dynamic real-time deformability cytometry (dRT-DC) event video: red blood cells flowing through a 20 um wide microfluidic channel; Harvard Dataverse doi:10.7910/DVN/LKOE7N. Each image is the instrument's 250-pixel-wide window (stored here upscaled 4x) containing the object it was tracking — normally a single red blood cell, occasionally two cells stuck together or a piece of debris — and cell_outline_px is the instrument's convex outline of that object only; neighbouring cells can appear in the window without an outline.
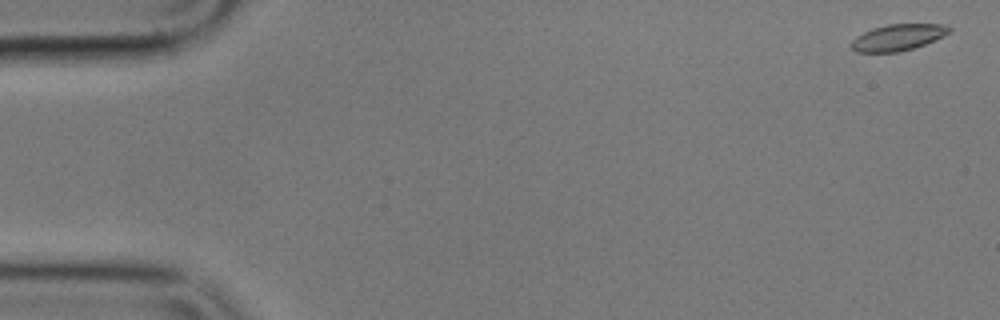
{"species": "common noctule bat (a hibernating species)", "species_latin": "Nyctalus noctula", "temperature_condition": "cold", "stored_images_in_passage": 56, "camera_frame_rate_fps": 3000, "um_per_image_px": 0.085, "animal": {"sex": "male", "body_mass_g": 17.9}, "frame": {"image": 1, "passage_image": 1, "time_ms": 0.0, "image_size_px": [1000, 320], "cell_outline_px": [[952, 28], [944, 36], [924, 44], [900, 52], [856, 52], [848, 44], [856, 36], [872, 28], [888, 24], [940, 24]], "centroid_in_image_um": [76.27, 3.18], "position_along_channel_um": 8.7, "area_um2": 14.97}}
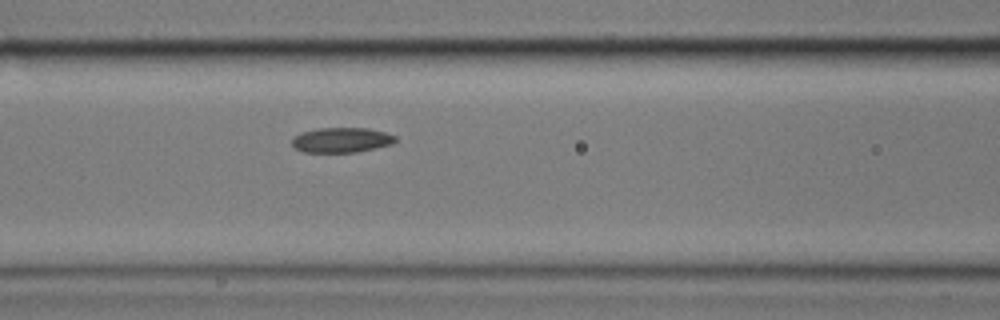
{"frame": {"image": 2, "passage_image": 23, "time_ms": 7.333, "image_size_px": [1000, 320], "cell_outline_px": [[396, 140], [392, 144], [376, 148], [356, 152], [304, 152], [296, 148], [292, 144], [292, 136], [304, 132], [320, 128], [368, 128], [384, 132], [396, 136]], "centroid_in_image_um": [29.03, 11.9], "position_along_channel_um": 137.6, "area_um2": 14.97}}
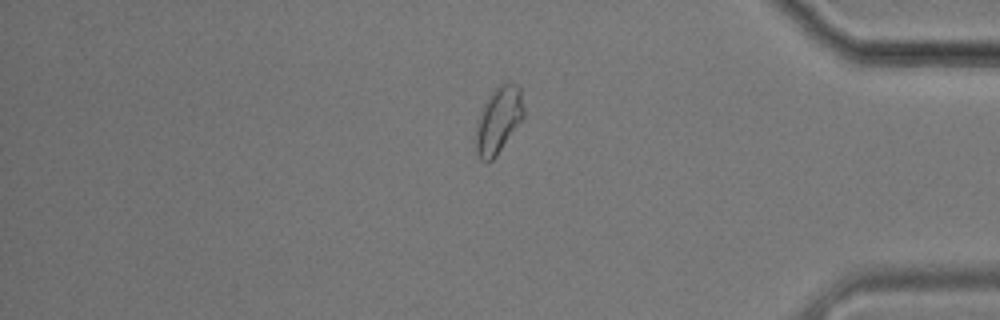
{"frame": {"image": 3, "passage_image": 47, "time_ms": 15.333, "image_size_px": [1000, 320], "cell_outline_px": [[524, 116], [496, 156], [488, 164], [480, 160], [476, 152], [472, 140], [476, 120], [488, 96], [500, 84], [520, 84], [524, 108]], "centroid_in_image_um": [42.31, 10.26], "position_along_channel_um": 392.9, "area_um2": 19.02}, "authors_computed_cell_mechanics": {"area_um2": 15.8372, "velocity_mm_per_s": 3.5316, "shape_relaxation_time_tau1_ms": 6.7728, "shape_relaxation_time_tau2_ms": 4.6639, "deformation_change_tau1": 0.1306, "deformation_change_tau2": 0.0764}}